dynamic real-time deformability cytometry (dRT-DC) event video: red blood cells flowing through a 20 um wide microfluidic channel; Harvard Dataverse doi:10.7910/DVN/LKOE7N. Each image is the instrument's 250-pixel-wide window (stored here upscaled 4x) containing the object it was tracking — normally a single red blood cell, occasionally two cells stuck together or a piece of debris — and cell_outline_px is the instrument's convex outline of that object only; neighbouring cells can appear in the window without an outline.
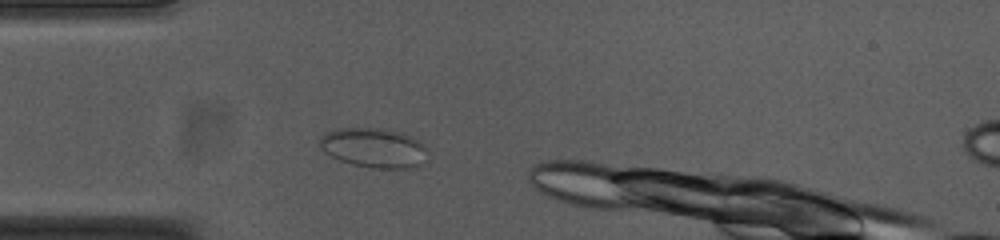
{"species": "common noctule bat (a hibernating species)", "species_latin": "Nyctalus noctula", "temperature_condition": "cold", "stored_images_in_passage": 24, "camera_frame_rate_fps": 3000, "um_per_image_px": 0.085, "animal": {"sex": "female", "body_mass_g": 23.0, "forearm_length_mm": 53.4}, "frame": {"image": 1, "passage_image": 3, "time_ms": 0.667, "image_size_px": [1000, 240], "cell_outline_px": [[428, 160], [424, 164], [416, 168], [372, 168], [352, 164], [340, 160], [324, 152], [320, 148], [320, 136], [324, 132], [336, 128], [384, 128], [404, 132], [420, 140], [424, 144]], "centroid_in_image_um": [31.82, 12.55], "position_along_channel_um": 53.2, "area_um2": 25.55}}
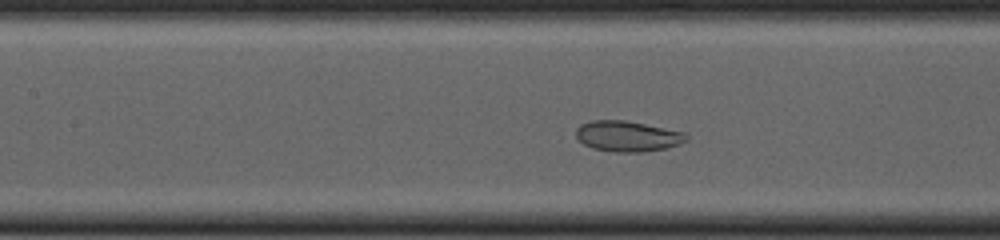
{"frame": {"image": 2, "passage_image": 8, "time_ms": 2.333, "image_size_px": [1000, 240], "cell_outline_px": [[688, 140], [680, 144], [664, 148], [644, 152], [616, 152], [592, 148], [584, 144], [576, 136], [576, 128], [580, 124], [592, 120], [624, 120], [684, 132], [688, 136]], "centroid_in_image_um": [53.33, 11.58], "position_along_channel_um": 154.1, "area_um2": 19.59}}
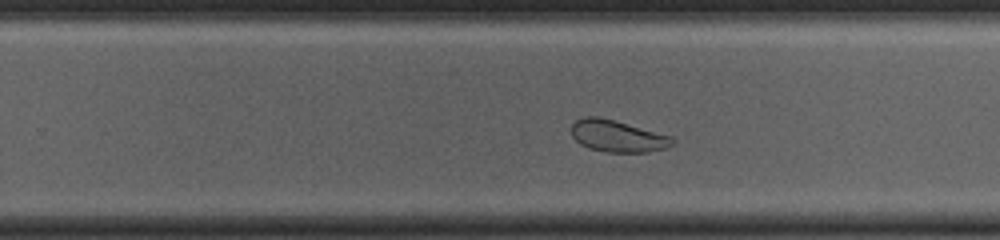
{"frame": {"image": 3, "passage_image": 18, "time_ms": 5.667, "image_size_px": [1000, 240], "cell_outline_px": [[676, 140], [668, 148], [648, 152], [604, 152], [588, 148], [580, 144], [572, 136], [572, 124], [576, 120], [584, 116], [596, 116], [612, 120], [672, 136]], "centroid_in_image_um": [52.49, 11.58], "position_along_channel_um": 277.3, "area_um2": 18.67}}